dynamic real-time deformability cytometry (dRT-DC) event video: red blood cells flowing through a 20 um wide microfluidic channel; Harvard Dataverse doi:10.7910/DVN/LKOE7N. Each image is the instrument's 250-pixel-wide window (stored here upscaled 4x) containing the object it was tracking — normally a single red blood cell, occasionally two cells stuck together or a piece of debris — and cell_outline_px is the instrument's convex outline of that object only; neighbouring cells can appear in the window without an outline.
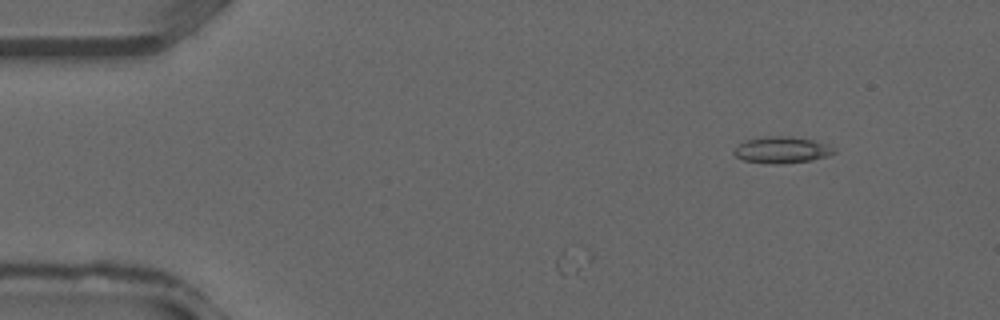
{"species": "common noctule bat (a hibernating species)", "species_latin": "Nyctalus noctula", "temperature_condition": "warm", "stored_images_in_passage": 32, "camera_frame_rate_fps": 3000, "um_per_image_px": 0.085, "animal": {"sex": "male", "forearm_length_mm": 52.5}, "frame": {"image": 1, "passage_image": 1, "time_ms": 0.0, "image_size_px": [1000, 320], "cell_outline_px": [[836, 152], [828, 156], [812, 160], [780, 164], [772, 164], [744, 160], [736, 156], [732, 152], [744, 140], [764, 136], [792, 136], [812, 140], [836, 148]], "centroid_in_image_um": [66.46, 12.74], "position_along_channel_um": 18.5, "area_um2": 15.43}}
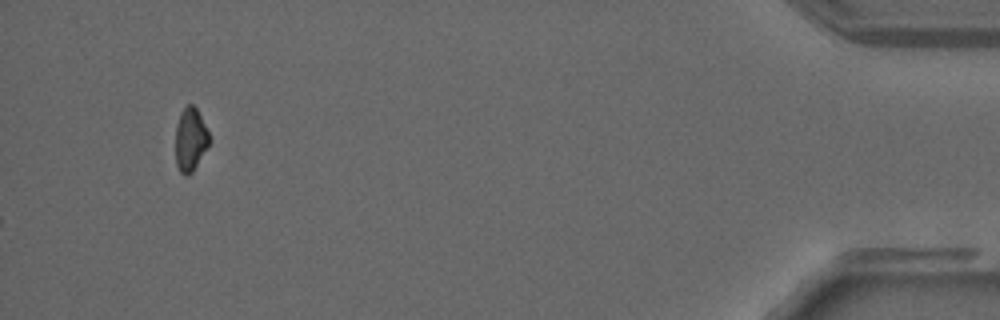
{"frame": {"image": 2, "passage_image": 32, "time_ms": 10.333, "image_size_px": [1000, 320], "cell_outline_px": [[208, 144], [192, 172], [188, 176], [184, 176], [180, 172], [176, 164], [176, 124], [180, 112], [188, 104], [192, 104], [196, 108], [208, 132]], "centroid_in_image_um": [16.14, 11.86], "position_along_channel_um": 419.1, "area_um2": 12.14}}